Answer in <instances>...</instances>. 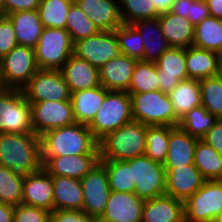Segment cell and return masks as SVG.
<instances>
[{
	"label": "cell",
	"mask_w": 222,
	"mask_h": 222,
	"mask_svg": "<svg viewBox=\"0 0 222 222\" xmlns=\"http://www.w3.org/2000/svg\"><path fill=\"white\" fill-rule=\"evenodd\" d=\"M220 54L190 46L185 48L188 79L201 80L217 74Z\"/></svg>",
	"instance_id": "30"
},
{
	"label": "cell",
	"mask_w": 222,
	"mask_h": 222,
	"mask_svg": "<svg viewBox=\"0 0 222 222\" xmlns=\"http://www.w3.org/2000/svg\"><path fill=\"white\" fill-rule=\"evenodd\" d=\"M131 121L133 118L130 94L127 91L109 90L88 128L99 141L106 134Z\"/></svg>",
	"instance_id": "5"
},
{
	"label": "cell",
	"mask_w": 222,
	"mask_h": 222,
	"mask_svg": "<svg viewBox=\"0 0 222 222\" xmlns=\"http://www.w3.org/2000/svg\"><path fill=\"white\" fill-rule=\"evenodd\" d=\"M165 194L185 201L197 192L205 182L195 164L183 165L177 168H165Z\"/></svg>",
	"instance_id": "18"
},
{
	"label": "cell",
	"mask_w": 222,
	"mask_h": 222,
	"mask_svg": "<svg viewBox=\"0 0 222 222\" xmlns=\"http://www.w3.org/2000/svg\"><path fill=\"white\" fill-rule=\"evenodd\" d=\"M215 181L222 184V169L220 173L218 174V176L216 177Z\"/></svg>",
	"instance_id": "56"
},
{
	"label": "cell",
	"mask_w": 222,
	"mask_h": 222,
	"mask_svg": "<svg viewBox=\"0 0 222 222\" xmlns=\"http://www.w3.org/2000/svg\"><path fill=\"white\" fill-rule=\"evenodd\" d=\"M5 13H4V6H3V1L0 0V16H4Z\"/></svg>",
	"instance_id": "57"
},
{
	"label": "cell",
	"mask_w": 222,
	"mask_h": 222,
	"mask_svg": "<svg viewBox=\"0 0 222 222\" xmlns=\"http://www.w3.org/2000/svg\"><path fill=\"white\" fill-rule=\"evenodd\" d=\"M173 104L175 115L181 119L191 109L201 106V90L199 80L187 79L168 94Z\"/></svg>",
	"instance_id": "31"
},
{
	"label": "cell",
	"mask_w": 222,
	"mask_h": 222,
	"mask_svg": "<svg viewBox=\"0 0 222 222\" xmlns=\"http://www.w3.org/2000/svg\"><path fill=\"white\" fill-rule=\"evenodd\" d=\"M99 31H114L121 26L118 0H74Z\"/></svg>",
	"instance_id": "22"
},
{
	"label": "cell",
	"mask_w": 222,
	"mask_h": 222,
	"mask_svg": "<svg viewBox=\"0 0 222 222\" xmlns=\"http://www.w3.org/2000/svg\"><path fill=\"white\" fill-rule=\"evenodd\" d=\"M0 133H34L31 104L23 90L0 92Z\"/></svg>",
	"instance_id": "7"
},
{
	"label": "cell",
	"mask_w": 222,
	"mask_h": 222,
	"mask_svg": "<svg viewBox=\"0 0 222 222\" xmlns=\"http://www.w3.org/2000/svg\"><path fill=\"white\" fill-rule=\"evenodd\" d=\"M194 164L205 180H215L222 169V156L199 139L195 148Z\"/></svg>",
	"instance_id": "34"
},
{
	"label": "cell",
	"mask_w": 222,
	"mask_h": 222,
	"mask_svg": "<svg viewBox=\"0 0 222 222\" xmlns=\"http://www.w3.org/2000/svg\"><path fill=\"white\" fill-rule=\"evenodd\" d=\"M184 218V201L161 195L144 202L141 222H179Z\"/></svg>",
	"instance_id": "24"
},
{
	"label": "cell",
	"mask_w": 222,
	"mask_h": 222,
	"mask_svg": "<svg viewBox=\"0 0 222 222\" xmlns=\"http://www.w3.org/2000/svg\"><path fill=\"white\" fill-rule=\"evenodd\" d=\"M29 103L31 104L32 127L39 137L49 130L76 122L71 100Z\"/></svg>",
	"instance_id": "12"
},
{
	"label": "cell",
	"mask_w": 222,
	"mask_h": 222,
	"mask_svg": "<svg viewBox=\"0 0 222 222\" xmlns=\"http://www.w3.org/2000/svg\"><path fill=\"white\" fill-rule=\"evenodd\" d=\"M202 140L212 146L222 156V118L215 122L214 126L204 135Z\"/></svg>",
	"instance_id": "47"
},
{
	"label": "cell",
	"mask_w": 222,
	"mask_h": 222,
	"mask_svg": "<svg viewBox=\"0 0 222 222\" xmlns=\"http://www.w3.org/2000/svg\"><path fill=\"white\" fill-rule=\"evenodd\" d=\"M179 222H190L189 220H187L185 217L183 219H181Z\"/></svg>",
	"instance_id": "59"
},
{
	"label": "cell",
	"mask_w": 222,
	"mask_h": 222,
	"mask_svg": "<svg viewBox=\"0 0 222 222\" xmlns=\"http://www.w3.org/2000/svg\"><path fill=\"white\" fill-rule=\"evenodd\" d=\"M148 126L131 121L98 141L100 160H128L145 155Z\"/></svg>",
	"instance_id": "3"
},
{
	"label": "cell",
	"mask_w": 222,
	"mask_h": 222,
	"mask_svg": "<svg viewBox=\"0 0 222 222\" xmlns=\"http://www.w3.org/2000/svg\"><path fill=\"white\" fill-rule=\"evenodd\" d=\"M201 105L218 119L222 118V81L217 77L199 80Z\"/></svg>",
	"instance_id": "42"
},
{
	"label": "cell",
	"mask_w": 222,
	"mask_h": 222,
	"mask_svg": "<svg viewBox=\"0 0 222 222\" xmlns=\"http://www.w3.org/2000/svg\"><path fill=\"white\" fill-rule=\"evenodd\" d=\"M158 18L170 47L188 48L193 45L195 25L189 19L170 11L160 14Z\"/></svg>",
	"instance_id": "26"
},
{
	"label": "cell",
	"mask_w": 222,
	"mask_h": 222,
	"mask_svg": "<svg viewBox=\"0 0 222 222\" xmlns=\"http://www.w3.org/2000/svg\"><path fill=\"white\" fill-rule=\"evenodd\" d=\"M132 167L134 193L147 200L165 194L166 170L163 164L153 161L146 155L125 160Z\"/></svg>",
	"instance_id": "9"
},
{
	"label": "cell",
	"mask_w": 222,
	"mask_h": 222,
	"mask_svg": "<svg viewBox=\"0 0 222 222\" xmlns=\"http://www.w3.org/2000/svg\"><path fill=\"white\" fill-rule=\"evenodd\" d=\"M143 38V61L155 62L166 50L170 48L164 37L159 18L141 20L132 24Z\"/></svg>",
	"instance_id": "29"
},
{
	"label": "cell",
	"mask_w": 222,
	"mask_h": 222,
	"mask_svg": "<svg viewBox=\"0 0 222 222\" xmlns=\"http://www.w3.org/2000/svg\"><path fill=\"white\" fill-rule=\"evenodd\" d=\"M2 1H3L5 15L17 11L38 9V5L41 2V0H2Z\"/></svg>",
	"instance_id": "48"
},
{
	"label": "cell",
	"mask_w": 222,
	"mask_h": 222,
	"mask_svg": "<svg viewBox=\"0 0 222 222\" xmlns=\"http://www.w3.org/2000/svg\"><path fill=\"white\" fill-rule=\"evenodd\" d=\"M73 54L99 69L121 52L114 31H99L96 35L74 42Z\"/></svg>",
	"instance_id": "13"
},
{
	"label": "cell",
	"mask_w": 222,
	"mask_h": 222,
	"mask_svg": "<svg viewBox=\"0 0 222 222\" xmlns=\"http://www.w3.org/2000/svg\"><path fill=\"white\" fill-rule=\"evenodd\" d=\"M17 45L13 23L7 15L0 16V59Z\"/></svg>",
	"instance_id": "45"
},
{
	"label": "cell",
	"mask_w": 222,
	"mask_h": 222,
	"mask_svg": "<svg viewBox=\"0 0 222 222\" xmlns=\"http://www.w3.org/2000/svg\"><path fill=\"white\" fill-rule=\"evenodd\" d=\"M218 118L208 112L202 105L191 109L179 122V127L190 136L202 139L214 126Z\"/></svg>",
	"instance_id": "35"
},
{
	"label": "cell",
	"mask_w": 222,
	"mask_h": 222,
	"mask_svg": "<svg viewBox=\"0 0 222 222\" xmlns=\"http://www.w3.org/2000/svg\"><path fill=\"white\" fill-rule=\"evenodd\" d=\"M132 118L147 126L177 127L180 119L175 115L173 104L167 93L162 91L129 93Z\"/></svg>",
	"instance_id": "4"
},
{
	"label": "cell",
	"mask_w": 222,
	"mask_h": 222,
	"mask_svg": "<svg viewBox=\"0 0 222 222\" xmlns=\"http://www.w3.org/2000/svg\"><path fill=\"white\" fill-rule=\"evenodd\" d=\"M7 16L13 23L17 43L34 49L44 30L38 10L17 11Z\"/></svg>",
	"instance_id": "27"
},
{
	"label": "cell",
	"mask_w": 222,
	"mask_h": 222,
	"mask_svg": "<svg viewBox=\"0 0 222 222\" xmlns=\"http://www.w3.org/2000/svg\"><path fill=\"white\" fill-rule=\"evenodd\" d=\"M74 42L66 29L44 28L34 48L39 69L60 70L73 54Z\"/></svg>",
	"instance_id": "6"
},
{
	"label": "cell",
	"mask_w": 222,
	"mask_h": 222,
	"mask_svg": "<svg viewBox=\"0 0 222 222\" xmlns=\"http://www.w3.org/2000/svg\"><path fill=\"white\" fill-rule=\"evenodd\" d=\"M159 89L169 94L180 81L187 80L185 48L170 47L156 61Z\"/></svg>",
	"instance_id": "15"
},
{
	"label": "cell",
	"mask_w": 222,
	"mask_h": 222,
	"mask_svg": "<svg viewBox=\"0 0 222 222\" xmlns=\"http://www.w3.org/2000/svg\"><path fill=\"white\" fill-rule=\"evenodd\" d=\"M214 222H222V213L214 220Z\"/></svg>",
	"instance_id": "58"
},
{
	"label": "cell",
	"mask_w": 222,
	"mask_h": 222,
	"mask_svg": "<svg viewBox=\"0 0 222 222\" xmlns=\"http://www.w3.org/2000/svg\"><path fill=\"white\" fill-rule=\"evenodd\" d=\"M192 46L221 54L222 20L210 15L195 25Z\"/></svg>",
	"instance_id": "32"
},
{
	"label": "cell",
	"mask_w": 222,
	"mask_h": 222,
	"mask_svg": "<svg viewBox=\"0 0 222 222\" xmlns=\"http://www.w3.org/2000/svg\"><path fill=\"white\" fill-rule=\"evenodd\" d=\"M24 180L0 165V202L14 206L22 204Z\"/></svg>",
	"instance_id": "43"
},
{
	"label": "cell",
	"mask_w": 222,
	"mask_h": 222,
	"mask_svg": "<svg viewBox=\"0 0 222 222\" xmlns=\"http://www.w3.org/2000/svg\"><path fill=\"white\" fill-rule=\"evenodd\" d=\"M208 16H210V14L205 0H194L191 3L188 19L193 25H197Z\"/></svg>",
	"instance_id": "49"
},
{
	"label": "cell",
	"mask_w": 222,
	"mask_h": 222,
	"mask_svg": "<svg viewBox=\"0 0 222 222\" xmlns=\"http://www.w3.org/2000/svg\"><path fill=\"white\" fill-rule=\"evenodd\" d=\"M222 213V184L205 180L202 187L184 201V217L190 222H214Z\"/></svg>",
	"instance_id": "10"
},
{
	"label": "cell",
	"mask_w": 222,
	"mask_h": 222,
	"mask_svg": "<svg viewBox=\"0 0 222 222\" xmlns=\"http://www.w3.org/2000/svg\"><path fill=\"white\" fill-rule=\"evenodd\" d=\"M70 93L100 86L99 69L72 54L60 69Z\"/></svg>",
	"instance_id": "21"
},
{
	"label": "cell",
	"mask_w": 222,
	"mask_h": 222,
	"mask_svg": "<svg viewBox=\"0 0 222 222\" xmlns=\"http://www.w3.org/2000/svg\"><path fill=\"white\" fill-rule=\"evenodd\" d=\"M22 90L28 102L63 101L71 98L61 70L39 69Z\"/></svg>",
	"instance_id": "11"
},
{
	"label": "cell",
	"mask_w": 222,
	"mask_h": 222,
	"mask_svg": "<svg viewBox=\"0 0 222 222\" xmlns=\"http://www.w3.org/2000/svg\"><path fill=\"white\" fill-rule=\"evenodd\" d=\"M108 91L100 85L95 88L71 93L70 100L75 121L80 124L89 125L101 107Z\"/></svg>",
	"instance_id": "28"
},
{
	"label": "cell",
	"mask_w": 222,
	"mask_h": 222,
	"mask_svg": "<svg viewBox=\"0 0 222 222\" xmlns=\"http://www.w3.org/2000/svg\"><path fill=\"white\" fill-rule=\"evenodd\" d=\"M114 32L121 54L143 61L144 45L139 31L131 24H122Z\"/></svg>",
	"instance_id": "41"
},
{
	"label": "cell",
	"mask_w": 222,
	"mask_h": 222,
	"mask_svg": "<svg viewBox=\"0 0 222 222\" xmlns=\"http://www.w3.org/2000/svg\"><path fill=\"white\" fill-rule=\"evenodd\" d=\"M41 159L42 168L49 175L66 176L81 180L100 162V154L66 155Z\"/></svg>",
	"instance_id": "17"
},
{
	"label": "cell",
	"mask_w": 222,
	"mask_h": 222,
	"mask_svg": "<svg viewBox=\"0 0 222 222\" xmlns=\"http://www.w3.org/2000/svg\"><path fill=\"white\" fill-rule=\"evenodd\" d=\"M212 17L222 20V0H205Z\"/></svg>",
	"instance_id": "52"
},
{
	"label": "cell",
	"mask_w": 222,
	"mask_h": 222,
	"mask_svg": "<svg viewBox=\"0 0 222 222\" xmlns=\"http://www.w3.org/2000/svg\"><path fill=\"white\" fill-rule=\"evenodd\" d=\"M158 72L155 62H136L128 93H144L158 91Z\"/></svg>",
	"instance_id": "36"
},
{
	"label": "cell",
	"mask_w": 222,
	"mask_h": 222,
	"mask_svg": "<svg viewBox=\"0 0 222 222\" xmlns=\"http://www.w3.org/2000/svg\"><path fill=\"white\" fill-rule=\"evenodd\" d=\"M123 24L159 17L152 0H118Z\"/></svg>",
	"instance_id": "39"
},
{
	"label": "cell",
	"mask_w": 222,
	"mask_h": 222,
	"mask_svg": "<svg viewBox=\"0 0 222 222\" xmlns=\"http://www.w3.org/2000/svg\"><path fill=\"white\" fill-rule=\"evenodd\" d=\"M216 76L222 81V53L219 57L218 70Z\"/></svg>",
	"instance_id": "54"
},
{
	"label": "cell",
	"mask_w": 222,
	"mask_h": 222,
	"mask_svg": "<svg viewBox=\"0 0 222 222\" xmlns=\"http://www.w3.org/2000/svg\"><path fill=\"white\" fill-rule=\"evenodd\" d=\"M74 0H41L38 5L40 20L44 28H66V15Z\"/></svg>",
	"instance_id": "37"
},
{
	"label": "cell",
	"mask_w": 222,
	"mask_h": 222,
	"mask_svg": "<svg viewBox=\"0 0 222 222\" xmlns=\"http://www.w3.org/2000/svg\"><path fill=\"white\" fill-rule=\"evenodd\" d=\"M15 206L0 202V222H13Z\"/></svg>",
	"instance_id": "51"
},
{
	"label": "cell",
	"mask_w": 222,
	"mask_h": 222,
	"mask_svg": "<svg viewBox=\"0 0 222 222\" xmlns=\"http://www.w3.org/2000/svg\"><path fill=\"white\" fill-rule=\"evenodd\" d=\"M144 202L135 193L111 191L99 222H141Z\"/></svg>",
	"instance_id": "16"
},
{
	"label": "cell",
	"mask_w": 222,
	"mask_h": 222,
	"mask_svg": "<svg viewBox=\"0 0 222 222\" xmlns=\"http://www.w3.org/2000/svg\"><path fill=\"white\" fill-rule=\"evenodd\" d=\"M53 210H80L83 208V187L80 179L52 176Z\"/></svg>",
	"instance_id": "25"
},
{
	"label": "cell",
	"mask_w": 222,
	"mask_h": 222,
	"mask_svg": "<svg viewBox=\"0 0 222 222\" xmlns=\"http://www.w3.org/2000/svg\"><path fill=\"white\" fill-rule=\"evenodd\" d=\"M6 89L3 80H2V75H1V70H0V92L4 91Z\"/></svg>",
	"instance_id": "55"
},
{
	"label": "cell",
	"mask_w": 222,
	"mask_h": 222,
	"mask_svg": "<svg viewBox=\"0 0 222 222\" xmlns=\"http://www.w3.org/2000/svg\"><path fill=\"white\" fill-rule=\"evenodd\" d=\"M100 163L106 169L111 191L134 193L132 167L125 160H100Z\"/></svg>",
	"instance_id": "33"
},
{
	"label": "cell",
	"mask_w": 222,
	"mask_h": 222,
	"mask_svg": "<svg viewBox=\"0 0 222 222\" xmlns=\"http://www.w3.org/2000/svg\"><path fill=\"white\" fill-rule=\"evenodd\" d=\"M169 143V126H148L145 155L160 164L165 163Z\"/></svg>",
	"instance_id": "40"
},
{
	"label": "cell",
	"mask_w": 222,
	"mask_h": 222,
	"mask_svg": "<svg viewBox=\"0 0 222 222\" xmlns=\"http://www.w3.org/2000/svg\"><path fill=\"white\" fill-rule=\"evenodd\" d=\"M13 222H50V211L19 204L15 206Z\"/></svg>",
	"instance_id": "44"
},
{
	"label": "cell",
	"mask_w": 222,
	"mask_h": 222,
	"mask_svg": "<svg viewBox=\"0 0 222 222\" xmlns=\"http://www.w3.org/2000/svg\"><path fill=\"white\" fill-rule=\"evenodd\" d=\"M156 11L159 14L169 12L175 0H152Z\"/></svg>",
	"instance_id": "53"
},
{
	"label": "cell",
	"mask_w": 222,
	"mask_h": 222,
	"mask_svg": "<svg viewBox=\"0 0 222 222\" xmlns=\"http://www.w3.org/2000/svg\"><path fill=\"white\" fill-rule=\"evenodd\" d=\"M198 140V138L183 131L179 126H169L168 152L163 164L164 168H177L194 164V154Z\"/></svg>",
	"instance_id": "23"
},
{
	"label": "cell",
	"mask_w": 222,
	"mask_h": 222,
	"mask_svg": "<svg viewBox=\"0 0 222 222\" xmlns=\"http://www.w3.org/2000/svg\"><path fill=\"white\" fill-rule=\"evenodd\" d=\"M52 176L43 168L29 174L23 183L22 204L53 211Z\"/></svg>",
	"instance_id": "19"
},
{
	"label": "cell",
	"mask_w": 222,
	"mask_h": 222,
	"mask_svg": "<svg viewBox=\"0 0 222 222\" xmlns=\"http://www.w3.org/2000/svg\"><path fill=\"white\" fill-rule=\"evenodd\" d=\"M0 165L26 178L42 168L41 141L35 133H0Z\"/></svg>",
	"instance_id": "1"
},
{
	"label": "cell",
	"mask_w": 222,
	"mask_h": 222,
	"mask_svg": "<svg viewBox=\"0 0 222 222\" xmlns=\"http://www.w3.org/2000/svg\"><path fill=\"white\" fill-rule=\"evenodd\" d=\"M40 141L41 158L99 154L98 140L88 125L77 122L47 131Z\"/></svg>",
	"instance_id": "2"
},
{
	"label": "cell",
	"mask_w": 222,
	"mask_h": 222,
	"mask_svg": "<svg viewBox=\"0 0 222 222\" xmlns=\"http://www.w3.org/2000/svg\"><path fill=\"white\" fill-rule=\"evenodd\" d=\"M193 1L194 0H175L170 12L188 19L191 10V3Z\"/></svg>",
	"instance_id": "50"
},
{
	"label": "cell",
	"mask_w": 222,
	"mask_h": 222,
	"mask_svg": "<svg viewBox=\"0 0 222 222\" xmlns=\"http://www.w3.org/2000/svg\"><path fill=\"white\" fill-rule=\"evenodd\" d=\"M138 60L120 54L99 68L100 85L107 90L128 91Z\"/></svg>",
	"instance_id": "20"
},
{
	"label": "cell",
	"mask_w": 222,
	"mask_h": 222,
	"mask_svg": "<svg viewBox=\"0 0 222 222\" xmlns=\"http://www.w3.org/2000/svg\"><path fill=\"white\" fill-rule=\"evenodd\" d=\"M81 184L84 195L82 211L100 218L111 193L105 167L99 162L81 179Z\"/></svg>",
	"instance_id": "14"
},
{
	"label": "cell",
	"mask_w": 222,
	"mask_h": 222,
	"mask_svg": "<svg viewBox=\"0 0 222 222\" xmlns=\"http://www.w3.org/2000/svg\"><path fill=\"white\" fill-rule=\"evenodd\" d=\"M0 70L6 88L22 90L39 70L34 49L18 44L0 59Z\"/></svg>",
	"instance_id": "8"
},
{
	"label": "cell",
	"mask_w": 222,
	"mask_h": 222,
	"mask_svg": "<svg viewBox=\"0 0 222 222\" xmlns=\"http://www.w3.org/2000/svg\"><path fill=\"white\" fill-rule=\"evenodd\" d=\"M66 30L71 36L73 42L79 39L96 35L99 29L94 25L93 21L73 2L69 12L66 15Z\"/></svg>",
	"instance_id": "38"
},
{
	"label": "cell",
	"mask_w": 222,
	"mask_h": 222,
	"mask_svg": "<svg viewBox=\"0 0 222 222\" xmlns=\"http://www.w3.org/2000/svg\"><path fill=\"white\" fill-rule=\"evenodd\" d=\"M50 222H99V218L80 210H53Z\"/></svg>",
	"instance_id": "46"
}]
</instances>
